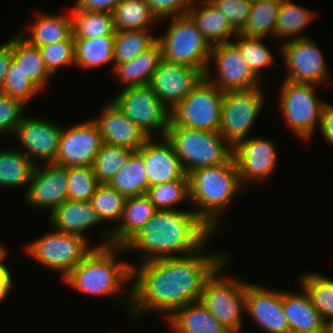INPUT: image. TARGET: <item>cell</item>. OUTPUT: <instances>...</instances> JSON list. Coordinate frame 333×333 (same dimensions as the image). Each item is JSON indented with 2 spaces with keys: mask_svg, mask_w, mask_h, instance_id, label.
I'll return each instance as SVG.
<instances>
[{
  "mask_svg": "<svg viewBox=\"0 0 333 333\" xmlns=\"http://www.w3.org/2000/svg\"><path fill=\"white\" fill-rule=\"evenodd\" d=\"M206 247L195 253L165 259L144 261L132 267L133 284L127 304L137 320L150 312L165 314L167 319L186 304L199 301L207 279L230 255L207 253Z\"/></svg>",
  "mask_w": 333,
  "mask_h": 333,
  "instance_id": "1",
  "label": "cell"
},
{
  "mask_svg": "<svg viewBox=\"0 0 333 333\" xmlns=\"http://www.w3.org/2000/svg\"><path fill=\"white\" fill-rule=\"evenodd\" d=\"M213 233L192 209L157 210L124 249L139 253L141 262L181 257L202 249Z\"/></svg>",
  "mask_w": 333,
  "mask_h": 333,
  "instance_id": "2",
  "label": "cell"
},
{
  "mask_svg": "<svg viewBox=\"0 0 333 333\" xmlns=\"http://www.w3.org/2000/svg\"><path fill=\"white\" fill-rule=\"evenodd\" d=\"M190 198L195 214L217 233L220 214L233 201L240 190L238 169L232 157L225 164L202 167L189 174Z\"/></svg>",
  "mask_w": 333,
  "mask_h": 333,
  "instance_id": "3",
  "label": "cell"
},
{
  "mask_svg": "<svg viewBox=\"0 0 333 333\" xmlns=\"http://www.w3.org/2000/svg\"><path fill=\"white\" fill-rule=\"evenodd\" d=\"M126 250L122 246H101L94 248L74 267L62 281L69 287L92 296L117 295L124 283L132 280L133 264L117 257Z\"/></svg>",
  "mask_w": 333,
  "mask_h": 333,
  "instance_id": "4",
  "label": "cell"
},
{
  "mask_svg": "<svg viewBox=\"0 0 333 333\" xmlns=\"http://www.w3.org/2000/svg\"><path fill=\"white\" fill-rule=\"evenodd\" d=\"M166 138L187 175L198 168L225 164L233 157V148L219 132L174 126L170 122Z\"/></svg>",
  "mask_w": 333,
  "mask_h": 333,
  "instance_id": "5",
  "label": "cell"
},
{
  "mask_svg": "<svg viewBox=\"0 0 333 333\" xmlns=\"http://www.w3.org/2000/svg\"><path fill=\"white\" fill-rule=\"evenodd\" d=\"M157 41L161 46L162 59L199 69L204 75L210 70L212 47L188 14L171 17L167 32L158 36Z\"/></svg>",
  "mask_w": 333,
  "mask_h": 333,
  "instance_id": "6",
  "label": "cell"
},
{
  "mask_svg": "<svg viewBox=\"0 0 333 333\" xmlns=\"http://www.w3.org/2000/svg\"><path fill=\"white\" fill-rule=\"evenodd\" d=\"M230 259L207 279L199 301L231 333H239L243 326L242 311L245 312V292L249 283L221 276L220 271Z\"/></svg>",
  "mask_w": 333,
  "mask_h": 333,
  "instance_id": "7",
  "label": "cell"
},
{
  "mask_svg": "<svg viewBox=\"0 0 333 333\" xmlns=\"http://www.w3.org/2000/svg\"><path fill=\"white\" fill-rule=\"evenodd\" d=\"M224 92L205 77L170 111L174 126L218 132Z\"/></svg>",
  "mask_w": 333,
  "mask_h": 333,
  "instance_id": "8",
  "label": "cell"
},
{
  "mask_svg": "<svg viewBox=\"0 0 333 333\" xmlns=\"http://www.w3.org/2000/svg\"><path fill=\"white\" fill-rule=\"evenodd\" d=\"M88 243L81 236L55 230L29 242L24 250L46 268L60 271L63 279L94 248Z\"/></svg>",
  "mask_w": 333,
  "mask_h": 333,
  "instance_id": "9",
  "label": "cell"
},
{
  "mask_svg": "<svg viewBox=\"0 0 333 333\" xmlns=\"http://www.w3.org/2000/svg\"><path fill=\"white\" fill-rule=\"evenodd\" d=\"M317 85L283 81L279 107L289 129L301 140L313 136L320 125L321 112L325 104L315 96Z\"/></svg>",
  "mask_w": 333,
  "mask_h": 333,
  "instance_id": "10",
  "label": "cell"
},
{
  "mask_svg": "<svg viewBox=\"0 0 333 333\" xmlns=\"http://www.w3.org/2000/svg\"><path fill=\"white\" fill-rule=\"evenodd\" d=\"M111 99L149 138H152L156 129L162 137L166 136L170 111L149 85L123 88Z\"/></svg>",
  "mask_w": 333,
  "mask_h": 333,
  "instance_id": "11",
  "label": "cell"
},
{
  "mask_svg": "<svg viewBox=\"0 0 333 333\" xmlns=\"http://www.w3.org/2000/svg\"><path fill=\"white\" fill-rule=\"evenodd\" d=\"M264 97L259 87L224 92L218 132L234 148L247 134L263 108Z\"/></svg>",
  "mask_w": 333,
  "mask_h": 333,
  "instance_id": "12",
  "label": "cell"
},
{
  "mask_svg": "<svg viewBox=\"0 0 333 333\" xmlns=\"http://www.w3.org/2000/svg\"><path fill=\"white\" fill-rule=\"evenodd\" d=\"M211 61H214L217 77H210V71H206L205 78L221 91L250 90L260 87L259 78L233 42L212 46L209 66Z\"/></svg>",
  "mask_w": 333,
  "mask_h": 333,
  "instance_id": "13",
  "label": "cell"
},
{
  "mask_svg": "<svg viewBox=\"0 0 333 333\" xmlns=\"http://www.w3.org/2000/svg\"><path fill=\"white\" fill-rule=\"evenodd\" d=\"M282 45L280 54L288 68L285 81L318 86L329 77L322 52L311 38L292 39Z\"/></svg>",
  "mask_w": 333,
  "mask_h": 333,
  "instance_id": "14",
  "label": "cell"
},
{
  "mask_svg": "<svg viewBox=\"0 0 333 333\" xmlns=\"http://www.w3.org/2000/svg\"><path fill=\"white\" fill-rule=\"evenodd\" d=\"M100 130L91 119L62 129L54 164L63 167H92L102 145Z\"/></svg>",
  "mask_w": 333,
  "mask_h": 333,
  "instance_id": "15",
  "label": "cell"
},
{
  "mask_svg": "<svg viewBox=\"0 0 333 333\" xmlns=\"http://www.w3.org/2000/svg\"><path fill=\"white\" fill-rule=\"evenodd\" d=\"M273 140L248 137L233 148L239 180L246 189L252 182L265 181L278 164L277 147Z\"/></svg>",
  "mask_w": 333,
  "mask_h": 333,
  "instance_id": "16",
  "label": "cell"
},
{
  "mask_svg": "<svg viewBox=\"0 0 333 333\" xmlns=\"http://www.w3.org/2000/svg\"><path fill=\"white\" fill-rule=\"evenodd\" d=\"M204 77L199 69L162 59L153 73L149 86L171 111Z\"/></svg>",
  "mask_w": 333,
  "mask_h": 333,
  "instance_id": "17",
  "label": "cell"
},
{
  "mask_svg": "<svg viewBox=\"0 0 333 333\" xmlns=\"http://www.w3.org/2000/svg\"><path fill=\"white\" fill-rule=\"evenodd\" d=\"M62 129L51 121L23 115L14 135L23 146L21 151L38 165L40 160L55 162Z\"/></svg>",
  "mask_w": 333,
  "mask_h": 333,
  "instance_id": "18",
  "label": "cell"
},
{
  "mask_svg": "<svg viewBox=\"0 0 333 333\" xmlns=\"http://www.w3.org/2000/svg\"><path fill=\"white\" fill-rule=\"evenodd\" d=\"M45 166L36 165L26 188L25 202L39 209L48 208L51 213L68 200L67 167L54 163H46Z\"/></svg>",
  "mask_w": 333,
  "mask_h": 333,
  "instance_id": "19",
  "label": "cell"
},
{
  "mask_svg": "<svg viewBox=\"0 0 333 333\" xmlns=\"http://www.w3.org/2000/svg\"><path fill=\"white\" fill-rule=\"evenodd\" d=\"M245 312L267 333H290L281 290L249 283L245 292Z\"/></svg>",
  "mask_w": 333,
  "mask_h": 333,
  "instance_id": "20",
  "label": "cell"
},
{
  "mask_svg": "<svg viewBox=\"0 0 333 333\" xmlns=\"http://www.w3.org/2000/svg\"><path fill=\"white\" fill-rule=\"evenodd\" d=\"M100 130L103 143L138 151L149 137L118 108L112 100L93 119Z\"/></svg>",
  "mask_w": 333,
  "mask_h": 333,
  "instance_id": "21",
  "label": "cell"
},
{
  "mask_svg": "<svg viewBox=\"0 0 333 333\" xmlns=\"http://www.w3.org/2000/svg\"><path fill=\"white\" fill-rule=\"evenodd\" d=\"M138 152L144 159L149 187L180 179L186 174L166 136L160 142L149 138Z\"/></svg>",
  "mask_w": 333,
  "mask_h": 333,
  "instance_id": "22",
  "label": "cell"
},
{
  "mask_svg": "<svg viewBox=\"0 0 333 333\" xmlns=\"http://www.w3.org/2000/svg\"><path fill=\"white\" fill-rule=\"evenodd\" d=\"M156 211V207L146 194L127 197L120 222L116 227L102 232L104 233L103 240H105L97 247L108 245L124 247L154 216Z\"/></svg>",
  "mask_w": 333,
  "mask_h": 333,
  "instance_id": "23",
  "label": "cell"
},
{
  "mask_svg": "<svg viewBox=\"0 0 333 333\" xmlns=\"http://www.w3.org/2000/svg\"><path fill=\"white\" fill-rule=\"evenodd\" d=\"M282 291V306L290 333H325V321L315 308L307 291Z\"/></svg>",
  "mask_w": 333,
  "mask_h": 333,
  "instance_id": "24",
  "label": "cell"
},
{
  "mask_svg": "<svg viewBox=\"0 0 333 333\" xmlns=\"http://www.w3.org/2000/svg\"><path fill=\"white\" fill-rule=\"evenodd\" d=\"M49 224L56 231L78 235L87 238L83 233L100 225L96 211L90 201H72L67 200L56 207L49 217Z\"/></svg>",
  "mask_w": 333,
  "mask_h": 333,
  "instance_id": "25",
  "label": "cell"
},
{
  "mask_svg": "<svg viewBox=\"0 0 333 333\" xmlns=\"http://www.w3.org/2000/svg\"><path fill=\"white\" fill-rule=\"evenodd\" d=\"M196 5V6H195ZM188 15L196 23L204 39L212 47L232 42L237 32L231 27L227 17L210 0H202L189 9Z\"/></svg>",
  "mask_w": 333,
  "mask_h": 333,
  "instance_id": "26",
  "label": "cell"
},
{
  "mask_svg": "<svg viewBox=\"0 0 333 333\" xmlns=\"http://www.w3.org/2000/svg\"><path fill=\"white\" fill-rule=\"evenodd\" d=\"M166 320L173 333H231L200 301L177 309Z\"/></svg>",
  "mask_w": 333,
  "mask_h": 333,
  "instance_id": "27",
  "label": "cell"
},
{
  "mask_svg": "<svg viewBox=\"0 0 333 333\" xmlns=\"http://www.w3.org/2000/svg\"><path fill=\"white\" fill-rule=\"evenodd\" d=\"M37 17L32 25L18 33L30 45L39 48L65 41L72 35L71 15L38 13Z\"/></svg>",
  "mask_w": 333,
  "mask_h": 333,
  "instance_id": "28",
  "label": "cell"
},
{
  "mask_svg": "<svg viewBox=\"0 0 333 333\" xmlns=\"http://www.w3.org/2000/svg\"><path fill=\"white\" fill-rule=\"evenodd\" d=\"M162 60V50L158 41L142 52L134 60L114 67V75L124 83L125 88L149 85L153 73Z\"/></svg>",
  "mask_w": 333,
  "mask_h": 333,
  "instance_id": "29",
  "label": "cell"
},
{
  "mask_svg": "<svg viewBox=\"0 0 333 333\" xmlns=\"http://www.w3.org/2000/svg\"><path fill=\"white\" fill-rule=\"evenodd\" d=\"M12 60L43 91L51 74L38 47L30 45L19 34L11 38Z\"/></svg>",
  "mask_w": 333,
  "mask_h": 333,
  "instance_id": "30",
  "label": "cell"
},
{
  "mask_svg": "<svg viewBox=\"0 0 333 333\" xmlns=\"http://www.w3.org/2000/svg\"><path fill=\"white\" fill-rule=\"evenodd\" d=\"M316 16H318L317 12L311 9L299 6L293 3L292 0H283L276 20L275 38L277 37V40L288 39L287 41L307 38V36L300 33L313 22V19H316Z\"/></svg>",
  "mask_w": 333,
  "mask_h": 333,
  "instance_id": "31",
  "label": "cell"
},
{
  "mask_svg": "<svg viewBox=\"0 0 333 333\" xmlns=\"http://www.w3.org/2000/svg\"><path fill=\"white\" fill-rule=\"evenodd\" d=\"M108 184L126 198L146 194L149 186L143 156L133 151Z\"/></svg>",
  "mask_w": 333,
  "mask_h": 333,
  "instance_id": "32",
  "label": "cell"
},
{
  "mask_svg": "<svg viewBox=\"0 0 333 333\" xmlns=\"http://www.w3.org/2000/svg\"><path fill=\"white\" fill-rule=\"evenodd\" d=\"M75 49V66L92 69L112 62L114 70V36L100 38H73Z\"/></svg>",
  "mask_w": 333,
  "mask_h": 333,
  "instance_id": "33",
  "label": "cell"
},
{
  "mask_svg": "<svg viewBox=\"0 0 333 333\" xmlns=\"http://www.w3.org/2000/svg\"><path fill=\"white\" fill-rule=\"evenodd\" d=\"M21 150L9 149L0 151V186L6 188L29 187L35 167Z\"/></svg>",
  "mask_w": 333,
  "mask_h": 333,
  "instance_id": "34",
  "label": "cell"
},
{
  "mask_svg": "<svg viewBox=\"0 0 333 333\" xmlns=\"http://www.w3.org/2000/svg\"><path fill=\"white\" fill-rule=\"evenodd\" d=\"M73 38H100L115 36L113 14L104 11L72 9Z\"/></svg>",
  "mask_w": 333,
  "mask_h": 333,
  "instance_id": "35",
  "label": "cell"
},
{
  "mask_svg": "<svg viewBox=\"0 0 333 333\" xmlns=\"http://www.w3.org/2000/svg\"><path fill=\"white\" fill-rule=\"evenodd\" d=\"M112 14L115 31H152L149 26L159 21L146 0H122Z\"/></svg>",
  "mask_w": 333,
  "mask_h": 333,
  "instance_id": "36",
  "label": "cell"
},
{
  "mask_svg": "<svg viewBox=\"0 0 333 333\" xmlns=\"http://www.w3.org/2000/svg\"><path fill=\"white\" fill-rule=\"evenodd\" d=\"M298 279L300 286L307 291L323 320L327 322L333 318V278L320 272H307Z\"/></svg>",
  "mask_w": 333,
  "mask_h": 333,
  "instance_id": "37",
  "label": "cell"
},
{
  "mask_svg": "<svg viewBox=\"0 0 333 333\" xmlns=\"http://www.w3.org/2000/svg\"><path fill=\"white\" fill-rule=\"evenodd\" d=\"M282 1H253L247 23L240 34L249 37H275V25Z\"/></svg>",
  "mask_w": 333,
  "mask_h": 333,
  "instance_id": "38",
  "label": "cell"
},
{
  "mask_svg": "<svg viewBox=\"0 0 333 333\" xmlns=\"http://www.w3.org/2000/svg\"><path fill=\"white\" fill-rule=\"evenodd\" d=\"M149 30L115 31L114 36V67L129 62L149 49L157 37Z\"/></svg>",
  "mask_w": 333,
  "mask_h": 333,
  "instance_id": "39",
  "label": "cell"
},
{
  "mask_svg": "<svg viewBox=\"0 0 333 333\" xmlns=\"http://www.w3.org/2000/svg\"><path fill=\"white\" fill-rule=\"evenodd\" d=\"M132 152L126 147L102 143L92 166L97 181L108 184L125 165Z\"/></svg>",
  "mask_w": 333,
  "mask_h": 333,
  "instance_id": "40",
  "label": "cell"
},
{
  "mask_svg": "<svg viewBox=\"0 0 333 333\" xmlns=\"http://www.w3.org/2000/svg\"><path fill=\"white\" fill-rule=\"evenodd\" d=\"M146 195L157 210H176L174 206L190 198L189 175L185 174L180 179L151 186Z\"/></svg>",
  "mask_w": 333,
  "mask_h": 333,
  "instance_id": "41",
  "label": "cell"
},
{
  "mask_svg": "<svg viewBox=\"0 0 333 333\" xmlns=\"http://www.w3.org/2000/svg\"><path fill=\"white\" fill-rule=\"evenodd\" d=\"M126 197L120 194L109 184L100 183L94 195L91 197V204L101 222L112 221L118 223L121 220Z\"/></svg>",
  "mask_w": 333,
  "mask_h": 333,
  "instance_id": "42",
  "label": "cell"
},
{
  "mask_svg": "<svg viewBox=\"0 0 333 333\" xmlns=\"http://www.w3.org/2000/svg\"><path fill=\"white\" fill-rule=\"evenodd\" d=\"M232 41L241 51L253 73L260 79L261 70L273 65L275 58L271 50L266 47L262 37H249L237 33Z\"/></svg>",
  "mask_w": 333,
  "mask_h": 333,
  "instance_id": "43",
  "label": "cell"
},
{
  "mask_svg": "<svg viewBox=\"0 0 333 333\" xmlns=\"http://www.w3.org/2000/svg\"><path fill=\"white\" fill-rule=\"evenodd\" d=\"M42 90L11 60L3 81L1 93L20 100L26 105L32 97Z\"/></svg>",
  "mask_w": 333,
  "mask_h": 333,
  "instance_id": "44",
  "label": "cell"
},
{
  "mask_svg": "<svg viewBox=\"0 0 333 333\" xmlns=\"http://www.w3.org/2000/svg\"><path fill=\"white\" fill-rule=\"evenodd\" d=\"M68 200L90 201L100 184L92 167H68Z\"/></svg>",
  "mask_w": 333,
  "mask_h": 333,
  "instance_id": "45",
  "label": "cell"
},
{
  "mask_svg": "<svg viewBox=\"0 0 333 333\" xmlns=\"http://www.w3.org/2000/svg\"><path fill=\"white\" fill-rule=\"evenodd\" d=\"M49 73L53 76L60 67L75 64L74 39L71 35L67 40L38 48Z\"/></svg>",
  "mask_w": 333,
  "mask_h": 333,
  "instance_id": "46",
  "label": "cell"
},
{
  "mask_svg": "<svg viewBox=\"0 0 333 333\" xmlns=\"http://www.w3.org/2000/svg\"><path fill=\"white\" fill-rule=\"evenodd\" d=\"M228 19L231 27L240 33L252 9L251 0H210Z\"/></svg>",
  "mask_w": 333,
  "mask_h": 333,
  "instance_id": "47",
  "label": "cell"
},
{
  "mask_svg": "<svg viewBox=\"0 0 333 333\" xmlns=\"http://www.w3.org/2000/svg\"><path fill=\"white\" fill-rule=\"evenodd\" d=\"M25 106L20 100L0 92V136L14 135Z\"/></svg>",
  "mask_w": 333,
  "mask_h": 333,
  "instance_id": "48",
  "label": "cell"
},
{
  "mask_svg": "<svg viewBox=\"0 0 333 333\" xmlns=\"http://www.w3.org/2000/svg\"><path fill=\"white\" fill-rule=\"evenodd\" d=\"M146 3L155 17L161 20L188 14L195 0H146Z\"/></svg>",
  "mask_w": 333,
  "mask_h": 333,
  "instance_id": "49",
  "label": "cell"
},
{
  "mask_svg": "<svg viewBox=\"0 0 333 333\" xmlns=\"http://www.w3.org/2000/svg\"><path fill=\"white\" fill-rule=\"evenodd\" d=\"M122 0H76L73 9L113 13Z\"/></svg>",
  "mask_w": 333,
  "mask_h": 333,
  "instance_id": "50",
  "label": "cell"
},
{
  "mask_svg": "<svg viewBox=\"0 0 333 333\" xmlns=\"http://www.w3.org/2000/svg\"><path fill=\"white\" fill-rule=\"evenodd\" d=\"M318 129L322 134V138L329 142L330 145H333V106L326 102L321 112Z\"/></svg>",
  "mask_w": 333,
  "mask_h": 333,
  "instance_id": "51",
  "label": "cell"
},
{
  "mask_svg": "<svg viewBox=\"0 0 333 333\" xmlns=\"http://www.w3.org/2000/svg\"><path fill=\"white\" fill-rule=\"evenodd\" d=\"M4 257L6 254L0 259V303L9 295L13 285L10 269L3 263Z\"/></svg>",
  "mask_w": 333,
  "mask_h": 333,
  "instance_id": "52",
  "label": "cell"
},
{
  "mask_svg": "<svg viewBox=\"0 0 333 333\" xmlns=\"http://www.w3.org/2000/svg\"><path fill=\"white\" fill-rule=\"evenodd\" d=\"M12 60L11 39L0 45V92Z\"/></svg>",
  "mask_w": 333,
  "mask_h": 333,
  "instance_id": "53",
  "label": "cell"
},
{
  "mask_svg": "<svg viewBox=\"0 0 333 333\" xmlns=\"http://www.w3.org/2000/svg\"><path fill=\"white\" fill-rule=\"evenodd\" d=\"M325 333H333V318L325 323Z\"/></svg>",
  "mask_w": 333,
  "mask_h": 333,
  "instance_id": "54",
  "label": "cell"
},
{
  "mask_svg": "<svg viewBox=\"0 0 333 333\" xmlns=\"http://www.w3.org/2000/svg\"><path fill=\"white\" fill-rule=\"evenodd\" d=\"M7 248L5 250V247L0 243V259L6 254Z\"/></svg>",
  "mask_w": 333,
  "mask_h": 333,
  "instance_id": "55",
  "label": "cell"
},
{
  "mask_svg": "<svg viewBox=\"0 0 333 333\" xmlns=\"http://www.w3.org/2000/svg\"><path fill=\"white\" fill-rule=\"evenodd\" d=\"M251 1H268V0H251ZM275 1H283V0H275Z\"/></svg>",
  "mask_w": 333,
  "mask_h": 333,
  "instance_id": "56",
  "label": "cell"
}]
</instances>
